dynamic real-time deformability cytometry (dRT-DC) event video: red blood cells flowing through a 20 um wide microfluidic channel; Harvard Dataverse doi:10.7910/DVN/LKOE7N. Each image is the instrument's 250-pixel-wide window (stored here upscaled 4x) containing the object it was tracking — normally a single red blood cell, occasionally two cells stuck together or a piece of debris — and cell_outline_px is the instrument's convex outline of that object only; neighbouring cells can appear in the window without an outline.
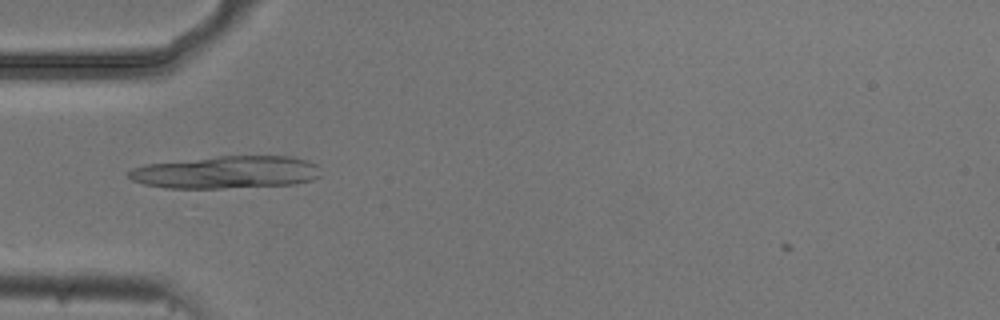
{"species": "common noctule bat (a hibernating species)", "species_latin": "Nyctalus noctula", "temperature_condition": "cold", "stored_images_in_passage": 4, "camera_frame_rate_fps": 3000, "um_per_image_px": 0.085, "animal": {"sex": "male", "body_mass_g": 20.5, "forearm_length_mm": 52.5}, "frame": {"image": 1, "passage_image": 2, "time_ms": 0.333, "image_size_px": [1000, 320], "cell_outline_px": [[320, 176], [312, 180], [296, 184], [220, 188], [168, 188], [144, 184], [132, 180], [128, 176], [128, 172], [132, 168], [148, 164], [220, 156], [292, 156], [308, 160], [316, 164]], "centroid_in_image_um": [19.26, 14.64], "position_along_channel_um": 65.7, "area_um2": 36.24}}